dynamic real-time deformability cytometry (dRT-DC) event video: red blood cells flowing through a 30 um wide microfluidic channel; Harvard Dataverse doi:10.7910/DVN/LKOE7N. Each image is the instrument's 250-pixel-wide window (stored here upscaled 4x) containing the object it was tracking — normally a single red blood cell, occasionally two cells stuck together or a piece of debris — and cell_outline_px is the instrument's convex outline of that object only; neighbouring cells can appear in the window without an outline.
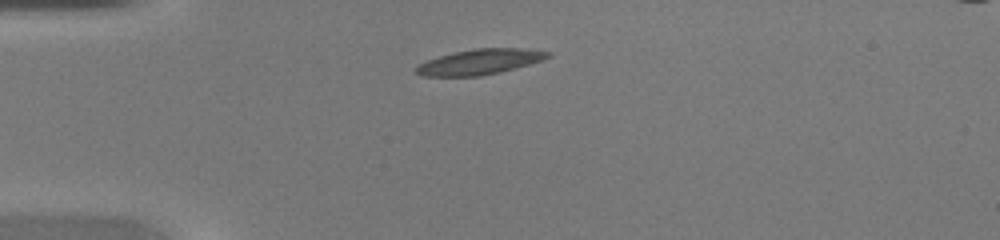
{"species": "common noctule bat (a hibernating species)", "species_latin": "Nyctalus noctula", "temperature_condition": "warm", "stored_images_in_passage": 35, "camera_frame_rate_fps": 3000, "um_per_image_px": 0.085, "animal": {"sex": "female", "body_mass_g": 20.0, "forearm_length_mm": 54.0}, "frame": {"image": 1, "passage_image": 1, "time_ms": 0.0, "image_size_px": [1000, 240], "cell_outline_px": [[552, 56], [544, 60], [500, 72], [480, 76], [420, 76], [416, 72], [416, 68], [420, 64], [428, 60], [440, 56], [456, 52], [476, 48], [520, 48], [552, 52]], "centroid_in_image_um": [40.84, 5.26], "position_along_channel_um": 44.2, "area_um2": 19.31}}
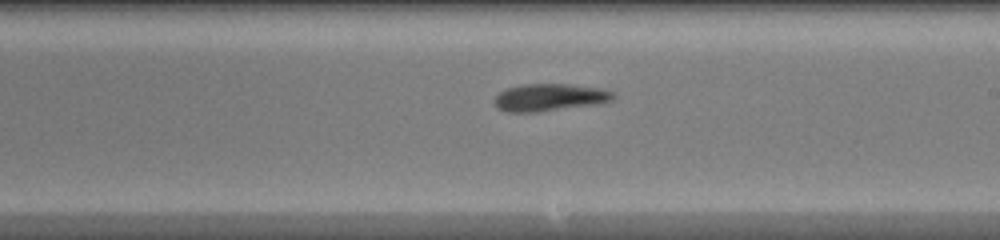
{"frame": {"image": 2, "passage_image": 16, "time_ms": 5.0, "image_size_px": [1000, 240], "cell_outline_px": [[616, 96], [612, 100], [592, 104], [536, 112], [508, 112], [496, 108], [496, 96], [500, 92], [508, 88], [524, 84], [568, 84], [604, 88], [616, 92]], "centroid_in_image_um": [46.75, 8.26], "position_along_channel_um": 242.2, "area_um2": 18.73}}
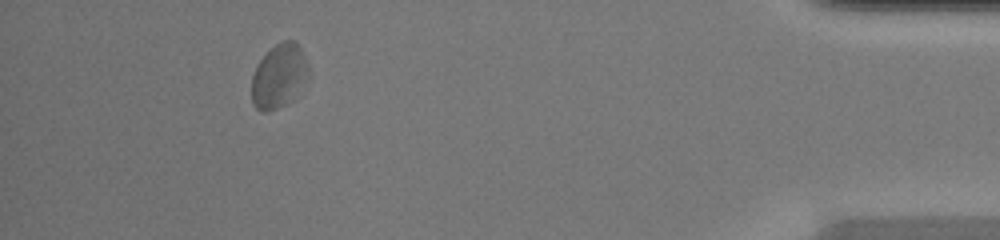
{"frame": {"image": 3, "passage_image": 31, "time_ms": 10.0, "image_size_px": [1000, 240], "cell_outline_px": [[312, 76], [292, 100], [268, 112], [264, 112], [256, 108], [252, 104], [252, 76], [256, 64], [276, 44], [284, 40], [292, 40], [300, 48], [308, 64]], "centroid_in_image_um": [23.75, 6.49], "position_along_channel_um": 411.5, "area_um2": 21.39}}